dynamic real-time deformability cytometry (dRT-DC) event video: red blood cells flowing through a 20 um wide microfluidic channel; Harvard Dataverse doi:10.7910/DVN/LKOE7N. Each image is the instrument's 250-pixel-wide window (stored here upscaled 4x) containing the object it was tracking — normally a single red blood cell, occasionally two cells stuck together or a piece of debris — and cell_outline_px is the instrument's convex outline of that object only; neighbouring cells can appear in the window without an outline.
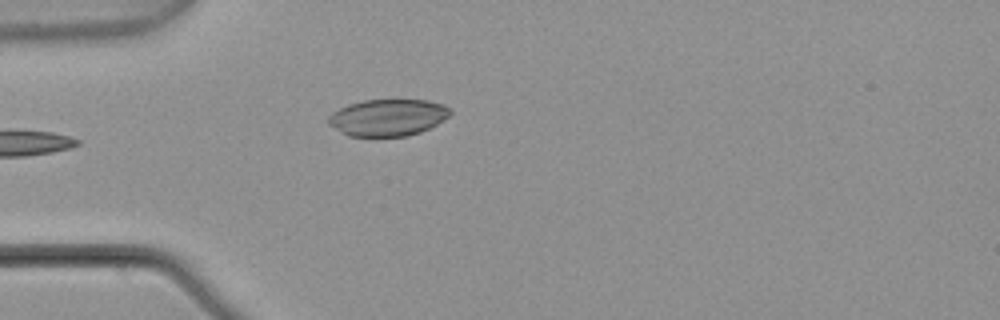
{"species": "common noctule bat (a hibernating species)", "species_latin": "Nyctalus noctula", "temperature_condition": "warm", "stored_images_in_passage": 2, "camera_frame_rate_fps": 3000, "um_per_image_px": 0.085, "animal": {"sex": "male", "body_mass_g": 21.5, "forearm_length_mm": 52.0}, "frame": {"image": 1, "passage_image": 2, "time_ms": 0.333, "image_size_px": [1000, 320], "cell_outline_px": [[452, 112], [448, 116], [436, 124], [420, 132], [404, 136], [348, 136], [340, 132], [328, 124], [328, 116], [332, 112], [348, 104], [364, 100], [428, 100], [444, 104], [452, 108]], "centroid_in_image_um": [32.96, 9.98], "position_along_channel_um": 52.0, "area_um2": 26.13}}